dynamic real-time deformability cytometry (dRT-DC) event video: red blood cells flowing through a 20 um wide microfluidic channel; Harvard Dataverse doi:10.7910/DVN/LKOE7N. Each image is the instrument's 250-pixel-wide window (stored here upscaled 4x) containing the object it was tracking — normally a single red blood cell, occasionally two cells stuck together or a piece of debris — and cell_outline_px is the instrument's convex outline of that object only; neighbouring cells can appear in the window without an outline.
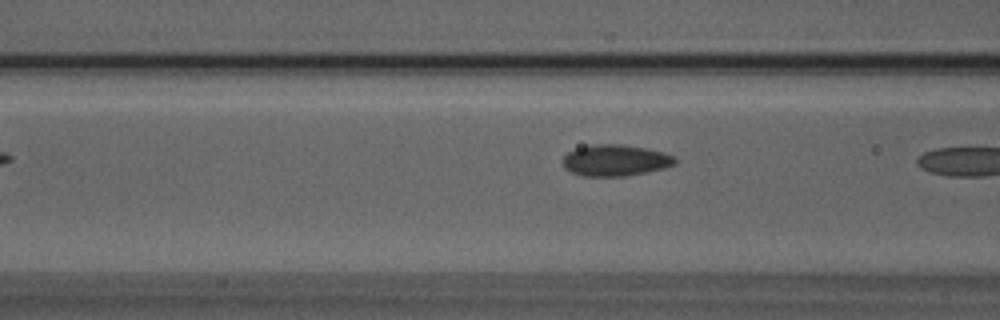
{"species": "Egyptian fruit bat (a non-hibernating species)", "species_latin": "Rousettus aegyptiacus", "temperature_condition": "room temperature", "stored_images_in_passage": 5, "camera_frame_rate_fps": 3000, "um_per_image_px": 0.085, "animal": {"sex": "male"}, "frame": {"image": 1, "passage_image": 5, "time_ms": 4.667, "image_size_px": [1000, 320], "cell_outline_px": [[676, 164], [664, 168], [648, 172], [624, 176], [580, 176], [564, 168], [564, 156], [568, 152], [576, 148], [592, 144], [620, 144], [648, 148], [664, 152], [672, 156], [676, 160]], "centroid_in_image_um": [52.31, 13.63], "position_along_channel_um": 114.3, "area_um2": 20.58}}